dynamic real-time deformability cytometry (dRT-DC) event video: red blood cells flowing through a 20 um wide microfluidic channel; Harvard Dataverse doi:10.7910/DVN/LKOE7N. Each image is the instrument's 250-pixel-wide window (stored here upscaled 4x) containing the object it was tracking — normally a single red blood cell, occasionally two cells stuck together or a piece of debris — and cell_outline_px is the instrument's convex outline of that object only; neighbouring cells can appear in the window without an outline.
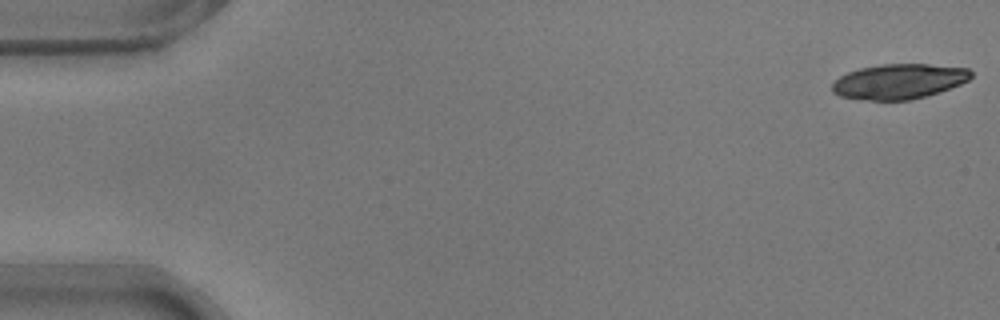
{"species": "common noctule bat (a hibernating species)", "species_latin": "Nyctalus noctula", "temperature_condition": "warm", "stored_images_in_passage": 46, "camera_frame_rate_fps": 3000, "um_per_image_px": 0.085, "animal": {"sex": "male", "body_mass_g": 17.9}, "frame": {"image": 1, "passage_image": 1, "time_ms": 0.0, "image_size_px": [1000, 320], "cell_outline_px": [[972, 76], [968, 80], [960, 84], [940, 92], [908, 100], [868, 100], [840, 96], [832, 92], [832, 84], [840, 76], [848, 72], [860, 68], [880, 64], [928, 64], [968, 68], [972, 72]], "centroid_in_image_um": [76.41, 6.91], "position_along_channel_um": 8.6, "area_um2": 28.26}}